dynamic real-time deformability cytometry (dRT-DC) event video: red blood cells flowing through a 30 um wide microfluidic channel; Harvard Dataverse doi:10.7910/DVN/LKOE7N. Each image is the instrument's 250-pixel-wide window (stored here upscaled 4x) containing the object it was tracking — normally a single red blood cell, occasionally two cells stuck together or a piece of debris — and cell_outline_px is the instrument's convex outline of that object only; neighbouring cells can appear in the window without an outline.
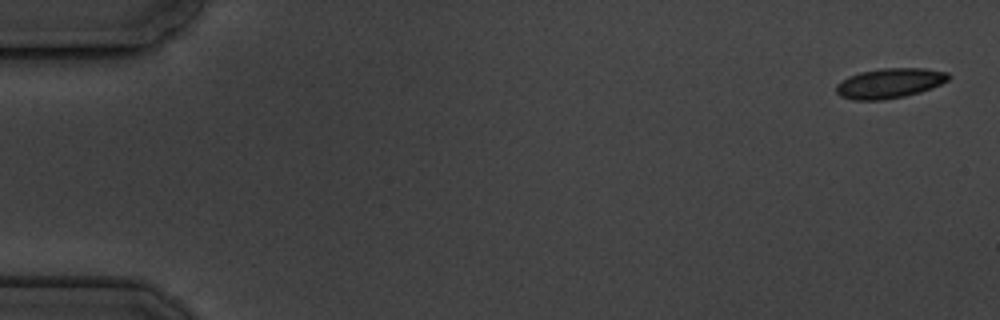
{"species": "common noctule bat (a hibernating species)", "species_latin": "Nyctalus noctula", "temperature_condition": "cold", "stored_images_in_passage": 5, "camera_frame_rate_fps": 3000, "um_per_image_px": 0.085, "animal": {"sex": "male", "body_mass_g": 19.5, "forearm_length_mm": 54.6}, "frame": {"image": 1, "passage_image": 1, "time_ms": 0.0, "image_size_px": [1000, 320], "cell_outline_px": [[952, 76], [948, 80], [932, 88], [920, 92], [904, 96], [884, 100], [852, 100], [840, 96], [836, 92], [836, 84], [848, 76], [860, 72], [884, 68], [924, 68], [948, 72]], "centroid_in_image_um": [75.62, 7.07], "position_along_channel_um": 9.4, "area_um2": 19.71}}
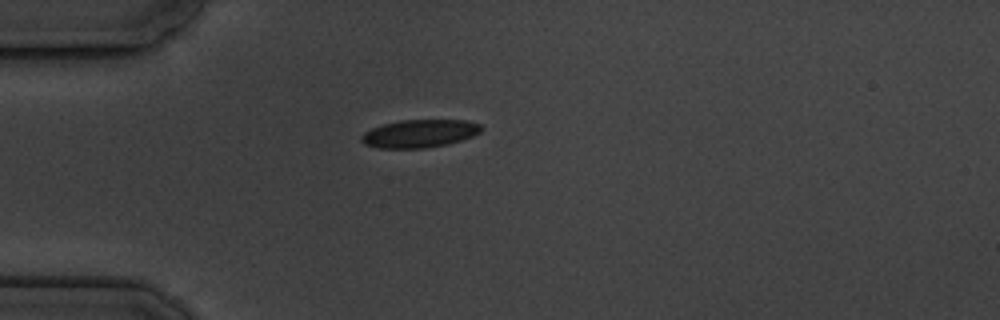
{"frame": {"image": 2, "passage_image": 5, "time_ms": 4.667, "image_size_px": [1000, 320], "cell_outline_px": [[484, 128], [480, 132], [472, 136], [448, 144], [424, 148], [376, 148], [364, 144], [360, 140], [360, 136], [364, 132], [372, 128], [384, 124], [400, 120], [468, 120], [480, 124]], "centroid_in_image_um": [35.65, 11.35], "position_along_channel_um": 49.3, "area_um2": 19.59}}